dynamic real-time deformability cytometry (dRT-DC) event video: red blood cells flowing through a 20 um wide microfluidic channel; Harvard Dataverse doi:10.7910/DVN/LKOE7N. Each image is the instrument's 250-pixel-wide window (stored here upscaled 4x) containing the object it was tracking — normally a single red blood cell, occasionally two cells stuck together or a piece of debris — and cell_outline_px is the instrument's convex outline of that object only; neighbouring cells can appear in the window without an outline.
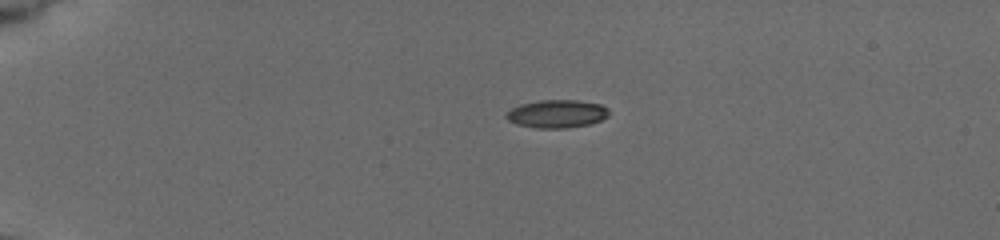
{"species": "common noctule bat (a hibernating species)", "species_latin": "Nyctalus noctula", "temperature_condition": "cold", "stored_images_in_passage": 9, "camera_frame_rate_fps": 3000, "um_per_image_px": 0.085, "animal": {"sex": "female", "body_mass_g": 19.5, "forearm_length_mm": 54.1}, "frame": {"image": 1, "passage_image": 6, "time_ms": 3.667, "image_size_px": [1000, 240], "cell_outline_px": [[612, 112], [608, 116], [600, 120], [588, 124], [568, 128], [536, 128], [516, 124], [508, 120], [504, 116], [512, 108], [520, 104], [540, 100], [576, 100], [600, 104], [608, 108]], "centroid_in_image_um": [47.35, 9.67], "position_along_channel_um": 37.7, "area_um2": 16.82}}
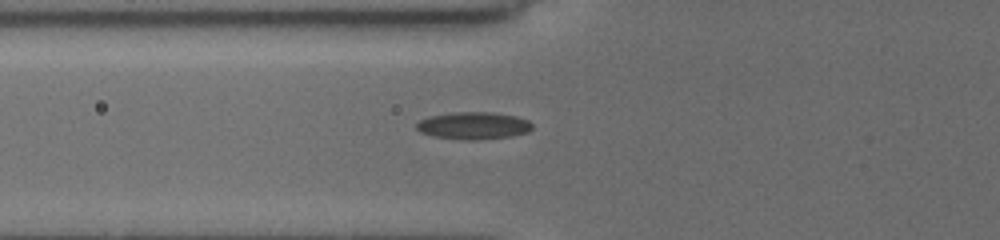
{"frame": {"image": 2, "passage_image": 9, "time_ms": 6.667, "image_size_px": [1000, 240], "cell_outline_px": [[532, 128], [528, 132], [512, 136], [476, 140], [464, 140], [436, 136], [420, 132], [416, 128], [416, 124], [420, 120], [432, 116], [456, 112], [492, 112], [516, 116], [528, 120], [532, 124]], "centroid_in_image_um": [40.28, 10.68], "position_along_channel_um": 85.5, "area_um2": 18.26}}